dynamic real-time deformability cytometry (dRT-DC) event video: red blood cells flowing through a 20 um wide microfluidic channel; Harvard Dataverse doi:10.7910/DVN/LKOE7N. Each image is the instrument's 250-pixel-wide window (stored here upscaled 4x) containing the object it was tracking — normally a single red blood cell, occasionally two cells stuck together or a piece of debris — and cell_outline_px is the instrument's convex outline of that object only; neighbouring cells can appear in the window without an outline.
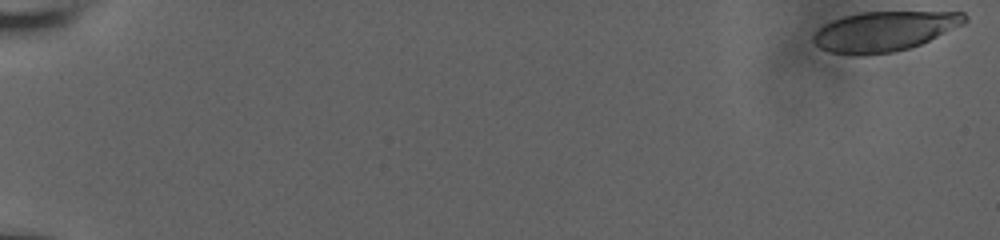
{"species": "human", "species_latin": "Homo sapiens", "temperature_condition": "room temperature", "stored_images_in_passage": 57, "camera_frame_rate_fps": 3000, "um_per_image_px": 0.085, "donor": {"sex": "male"}, "frame": {"image": 1, "passage_image": 1, "time_ms": 0.0, "image_size_px": [1000, 240], "cell_outline_px": [[968, 20], [964, 24], [920, 44], [908, 48], [892, 52], [856, 56], [828, 52], [820, 48], [812, 40], [812, 36], [824, 24], [832, 20], [844, 16], [864, 12], [964, 12], [968, 16]], "centroid_in_image_um": [75.15, 2.66], "position_along_channel_um": 9.8, "area_um2": 35.08}}
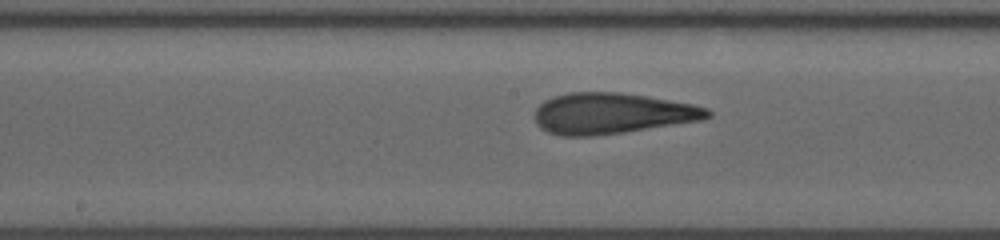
{"frame": {"image": 2, "passage_image": 32, "time_ms": 10.333, "image_size_px": [1000, 240], "cell_outline_px": [[712, 116], [704, 120], [624, 132], [592, 136], [560, 136], [548, 132], [540, 128], [536, 124], [536, 108], [544, 100], [552, 96], [568, 92], [620, 92], [648, 96], [692, 104], [708, 108], [712, 112]], "centroid_in_image_um": [52.03, 9.64], "position_along_channel_um": 196.2, "area_um2": 41.5}}
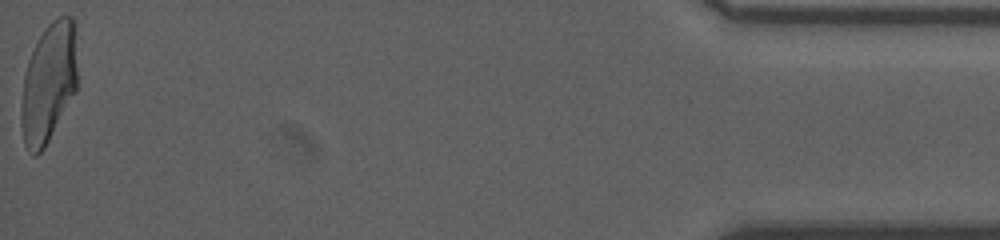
{"frame": {"image": 3, "passage_image": 57, "time_ms": 18.667, "image_size_px": [1000, 240], "cell_outline_px": [[76, 92], [44, 148], [36, 156], [32, 156], [24, 144], [20, 124], [20, 116], [24, 76], [28, 60], [44, 28], [52, 20], [60, 16], [72, 16], [76, 20]], "centroid_in_image_um": [4.14, 7.04], "position_along_channel_um": 431.1, "area_um2": 39.42}, "authors_computed_cell_mechanics": {"area_um2": 39.7086, "velocity_mm_per_s": 3.8436, "shape_relaxation_time_tau1_ms": 5.3669, "shape_relaxation_time_tau2_ms": 1.2229, "deformation_change_tau1": 0.1905, "deformation_change_tau2": 0.1021}}